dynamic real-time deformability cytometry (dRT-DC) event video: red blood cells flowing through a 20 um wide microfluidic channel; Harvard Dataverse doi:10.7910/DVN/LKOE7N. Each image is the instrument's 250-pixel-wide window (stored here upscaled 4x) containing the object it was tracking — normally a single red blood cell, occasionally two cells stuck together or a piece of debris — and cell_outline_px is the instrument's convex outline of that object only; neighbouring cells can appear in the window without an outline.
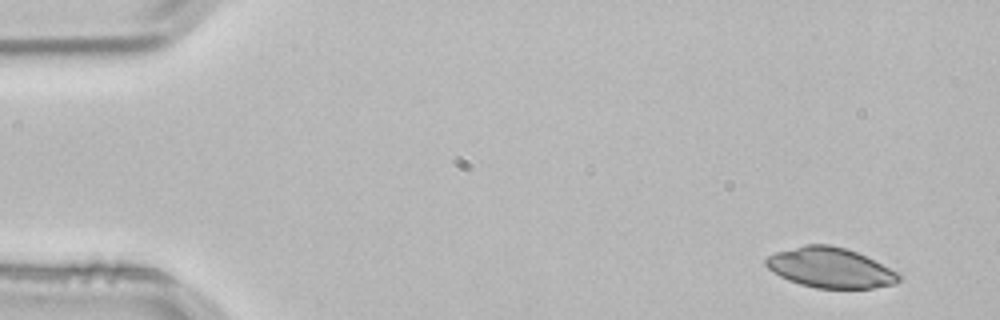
{"species": "common noctule bat (a hibernating species)", "species_latin": "Nyctalus noctula", "temperature_condition": "room temperature", "stored_images_in_passage": 4, "camera_frame_rate_fps": 3000, "um_per_image_px": 0.085, "animal": {"sex": "male", "body_mass_g": 21.5, "forearm_length_mm": 52.0}, "frame": {"image": 1, "passage_image": 1, "time_ms": 0.0, "image_size_px": [1000, 320], "cell_outline_px": [[904, 276], [896, 284], [872, 288], [816, 288], [800, 284], [788, 280], [772, 272], [764, 264], [764, 260], [768, 256], [776, 252], [804, 244], [828, 244], [844, 248], [856, 252], [900, 272]], "centroid_in_image_um": [70.59, 22.76], "position_along_channel_um": 14.4, "area_um2": 31.27}}